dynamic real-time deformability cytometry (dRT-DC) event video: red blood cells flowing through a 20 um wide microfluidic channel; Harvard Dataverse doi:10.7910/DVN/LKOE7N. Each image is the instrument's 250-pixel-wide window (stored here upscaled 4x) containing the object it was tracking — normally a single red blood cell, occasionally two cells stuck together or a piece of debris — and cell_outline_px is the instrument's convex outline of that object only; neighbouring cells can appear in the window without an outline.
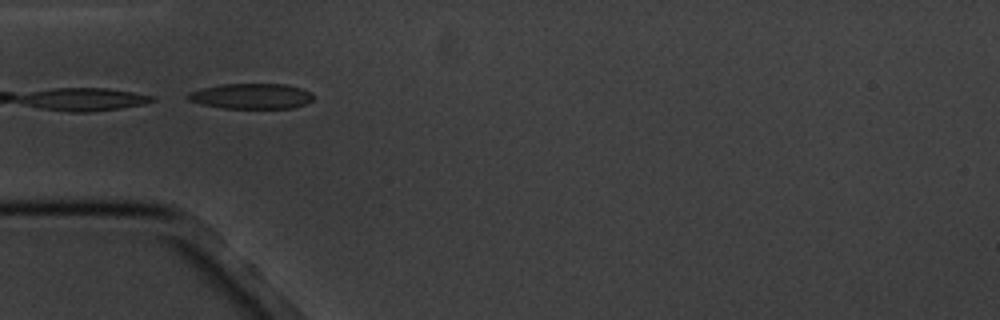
{"species": "common noctule bat (a hibernating species)", "species_latin": "Nyctalus noctula", "temperature_condition": "cold", "stored_images_in_passage": 2, "camera_frame_rate_fps": 3000, "um_per_image_px": 0.085, "animal": {"sex": "male", "body_mass_g": 20.1, "forearm_length_mm": 53.5}, "frame": {"image": 1, "passage_image": 1, "time_ms": 0.0, "image_size_px": [1000, 320], "cell_outline_px": [[312, 100], [304, 104], [292, 108], [224, 108], [204, 104], [188, 100], [184, 96], [188, 92], [204, 88], [224, 84], [284, 84], [300, 88], [312, 92]], "centroid_in_image_um": [21.36, 8.17], "position_along_channel_um": 63.6, "area_um2": 18.38}}